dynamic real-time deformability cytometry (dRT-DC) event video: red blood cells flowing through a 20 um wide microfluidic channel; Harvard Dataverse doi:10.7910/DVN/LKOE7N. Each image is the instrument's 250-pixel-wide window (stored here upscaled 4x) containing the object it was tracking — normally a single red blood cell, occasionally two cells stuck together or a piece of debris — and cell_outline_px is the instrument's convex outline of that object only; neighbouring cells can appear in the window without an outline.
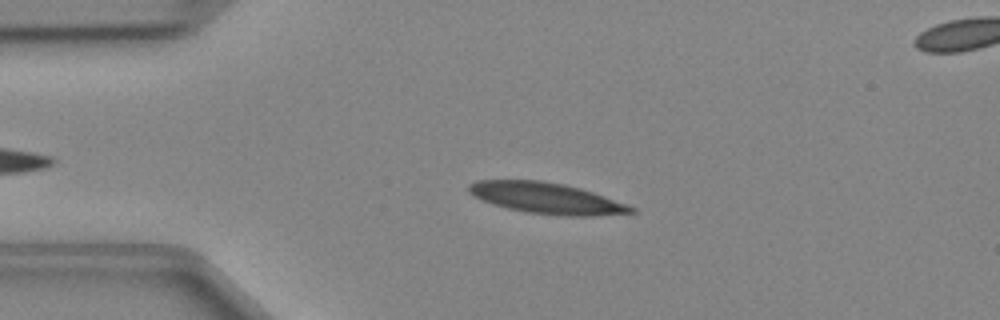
{"species": "Egyptian fruit bat (a non-hibernating species)", "species_latin": "Rousettus aegyptiacus", "temperature_condition": "cold", "stored_images_in_passage": 39, "camera_frame_rate_fps": 3000, "um_per_image_px": 0.085, "animal": {"sex": "female"}, "frame": {"image": 1, "passage_image": 9, "time_ms": 2.667, "image_size_px": [1000, 320], "cell_outline_px": [[636, 212], [592, 216], [568, 216], [528, 212], [508, 208], [492, 204], [472, 196], [468, 192], [468, 184], [476, 180], [540, 180], [564, 184], [580, 188], [604, 196], [636, 208]], "centroid_in_image_um": [46.41, 16.83], "position_along_channel_um": 38.6, "area_um2": 29.19}}
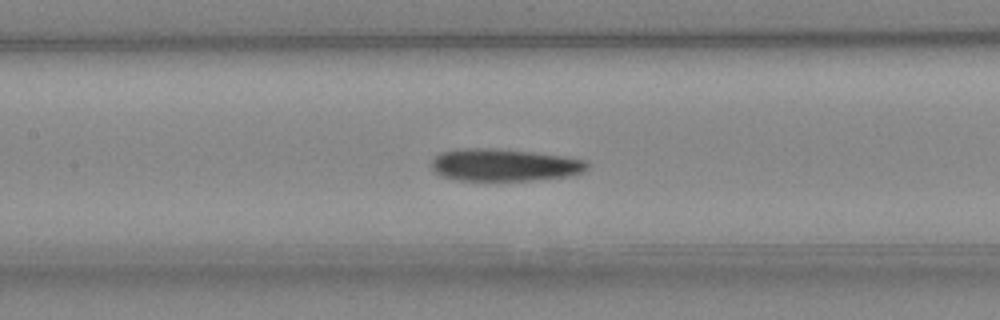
{"frame": {"image": 2, "passage_image": 20, "time_ms": 6.333, "image_size_px": [1000, 320], "cell_outline_px": [[588, 168], [584, 172], [568, 176], [532, 180], [456, 180], [440, 176], [428, 164], [440, 152], [464, 148], [496, 148], [532, 152], [564, 156], [584, 160], [588, 164]], "centroid_in_image_um": [42.83, 14.02], "position_along_channel_um": 164.6, "area_um2": 29.42}}
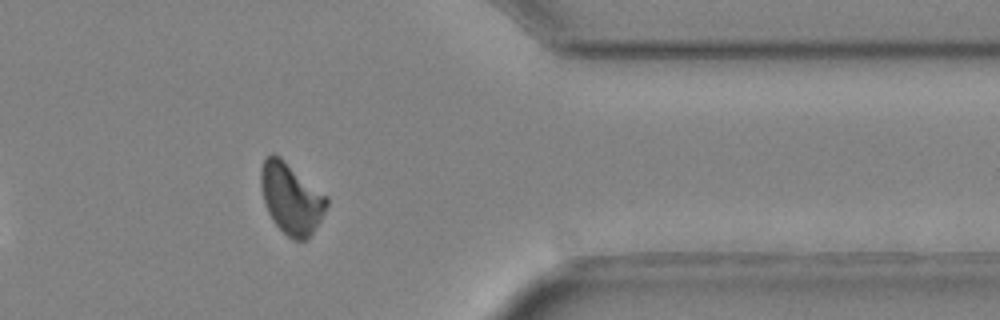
{"frame": {"image": 3, "passage_image": 37, "time_ms": 12.0, "image_size_px": [1000, 320], "cell_outline_px": [[328, 204], [320, 220], [308, 240], [296, 240], [288, 236], [272, 220], [268, 212], [264, 200], [260, 184], [260, 168], [264, 160], [272, 152], [280, 156], [328, 196]], "centroid_in_image_um": [24.75, 16.84], "position_along_channel_um": 386.6, "area_um2": 27.17}}